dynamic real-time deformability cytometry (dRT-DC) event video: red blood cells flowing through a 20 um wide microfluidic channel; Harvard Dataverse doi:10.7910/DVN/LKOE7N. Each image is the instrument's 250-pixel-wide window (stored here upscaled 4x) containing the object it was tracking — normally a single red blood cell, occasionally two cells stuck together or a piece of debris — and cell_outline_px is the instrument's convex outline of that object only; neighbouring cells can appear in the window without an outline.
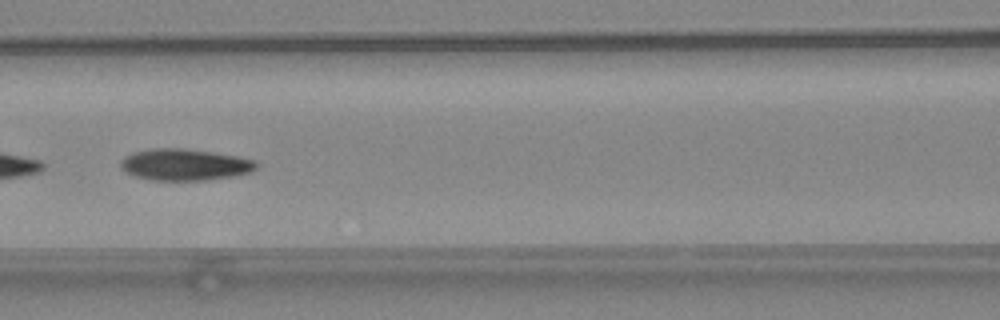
{"species": "common noctule bat (a hibernating species)", "species_latin": "Nyctalus noctula", "temperature_condition": "warm", "stored_images_in_passage": 41, "camera_frame_rate_fps": 3000, "um_per_image_px": 0.085, "animal": {"sex": "female", "body_mass_g": 24.6, "forearm_length_mm": 56.2}, "frame": {"image": 1, "passage_image": 14, "time_ms": 4.333, "image_size_px": [1000, 320], "cell_outline_px": [[260, 164], [252, 172], [236, 176], [204, 180], [152, 180], [136, 176], [124, 172], [120, 168], [120, 160], [124, 156], [136, 152], [152, 148], [184, 148], [212, 152], [236, 156], [256, 160]], "centroid_in_image_um": [15.72, 13.99], "position_along_channel_um": 150.9, "area_um2": 25.14}}
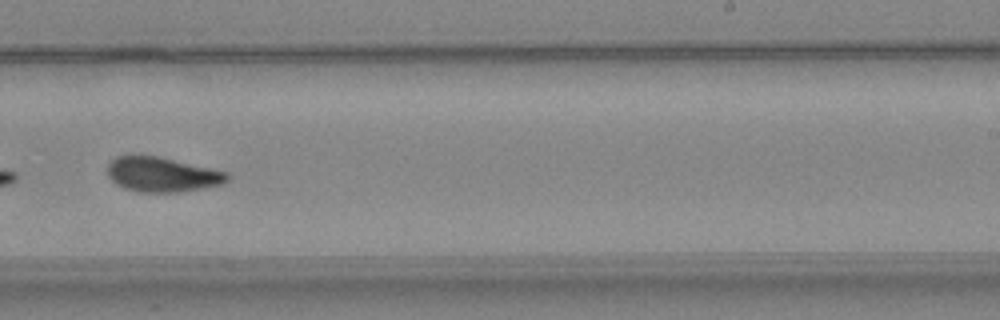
{"frame": {"image": 2, "passage_image": 23, "time_ms": 7.333, "image_size_px": [1000, 320], "cell_outline_px": [[228, 180], [224, 184], [176, 192], [136, 192], [124, 188], [116, 184], [108, 176], [108, 164], [116, 156], [132, 152], [156, 156], [228, 172]], "centroid_in_image_um": [13.71, 14.8], "position_along_channel_um": 275.3, "area_um2": 24.51}}
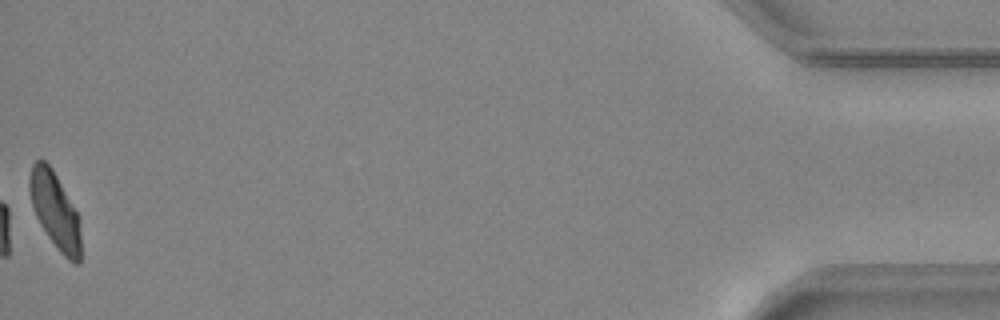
{"frame": {"image": 3, "passage_image": 41, "time_ms": 13.333, "image_size_px": [1000, 320], "cell_outline_px": [[80, 264], [76, 264], [68, 260], [60, 252], [48, 236], [40, 224], [36, 216], [32, 204], [28, 188], [28, 180], [32, 164], [36, 160], [44, 160], [52, 168], [80, 216]], "centroid_in_image_um": [4.68, 17.88], "position_along_channel_um": 430.5, "area_um2": 22.89}, "authors_computed_cell_mechanics": {"area_um2": 24.7962, "velocity_mm_per_s": 4.1584, "shape_relaxation_time_tau1_ms": 7.2193, "shape_relaxation_time_tau2_ms": 3.0507, "deformation_change_tau1": 0.1992, "deformation_change_tau2": 0.1009}}